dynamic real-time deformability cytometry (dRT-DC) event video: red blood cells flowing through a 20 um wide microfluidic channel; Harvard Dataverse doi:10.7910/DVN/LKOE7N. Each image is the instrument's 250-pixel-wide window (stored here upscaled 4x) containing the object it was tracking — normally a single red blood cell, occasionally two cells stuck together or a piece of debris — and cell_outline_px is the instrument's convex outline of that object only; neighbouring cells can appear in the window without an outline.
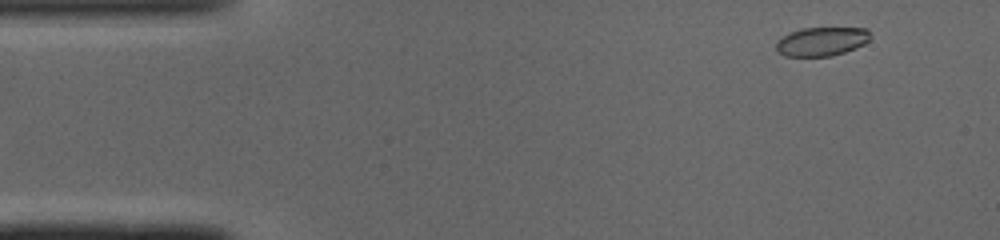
{"species": "common noctule bat (a hibernating species)", "species_latin": "Nyctalus noctula", "temperature_condition": "cold", "stored_images_in_passage": 47, "camera_frame_rate_fps": 3000, "um_per_image_px": 0.085, "animal": {"sex": "male", "body_mass_g": 19.0, "forearm_length_mm": 50.8}, "frame": {"image": 1, "passage_image": 3, "time_ms": 0.667, "image_size_px": [1000, 240], "cell_outline_px": [[872, 36], [864, 44], [856, 48], [832, 56], [784, 56], [776, 52], [776, 40], [800, 28], [868, 28]], "centroid_in_image_um": [69.84, 3.53], "position_along_channel_um": 15.2, "area_um2": 15.95}}
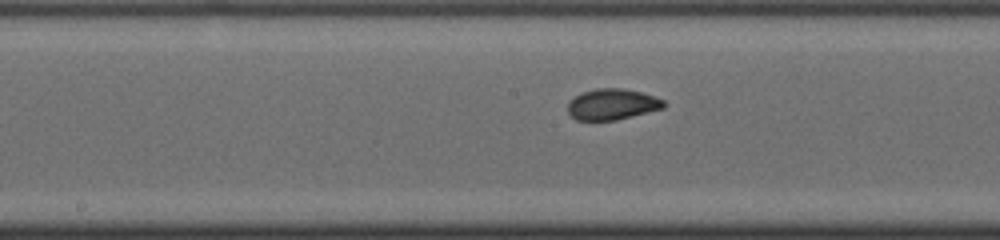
{"frame": {"image": 2, "passage_image": 23, "time_ms": 7.333, "image_size_px": [1000, 240], "cell_outline_px": [[664, 108], [616, 120], [576, 120], [568, 112], [568, 100], [584, 92], [596, 88], [620, 88], [640, 92], [664, 100]], "centroid_in_image_um": [52.01, 8.87], "position_along_channel_um": 196.2, "area_um2": 17.11}}
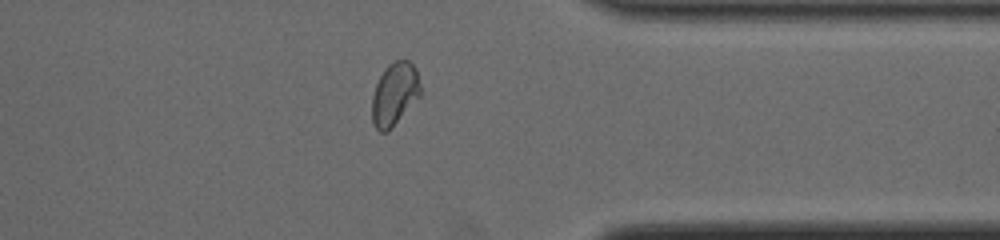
{"frame": {"image": 3, "passage_image": 37, "time_ms": 12.0, "image_size_px": [1000, 240], "cell_outline_px": [[420, 96], [392, 128], [388, 132], [380, 132], [372, 124], [372, 96], [376, 84], [384, 68], [388, 64], [396, 60], [408, 60], [416, 68], [420, 84]], "centroid_in_image_um": [33.53, 8.0], "position_along_channel_um": 377.9, "area_um2": 17.86}, "authors_computed_cell_mechanics": {"area_um2": 17.6868, "velocity_mm_per_s": 4.0966, "shape_relaxation_time_tau1_ms": 3.189, "shape_relaxation_time_tau2_ms": 1.0782, "deformation_change_tau1": 0.127, "deformation_change_tau2": 0.0459}}